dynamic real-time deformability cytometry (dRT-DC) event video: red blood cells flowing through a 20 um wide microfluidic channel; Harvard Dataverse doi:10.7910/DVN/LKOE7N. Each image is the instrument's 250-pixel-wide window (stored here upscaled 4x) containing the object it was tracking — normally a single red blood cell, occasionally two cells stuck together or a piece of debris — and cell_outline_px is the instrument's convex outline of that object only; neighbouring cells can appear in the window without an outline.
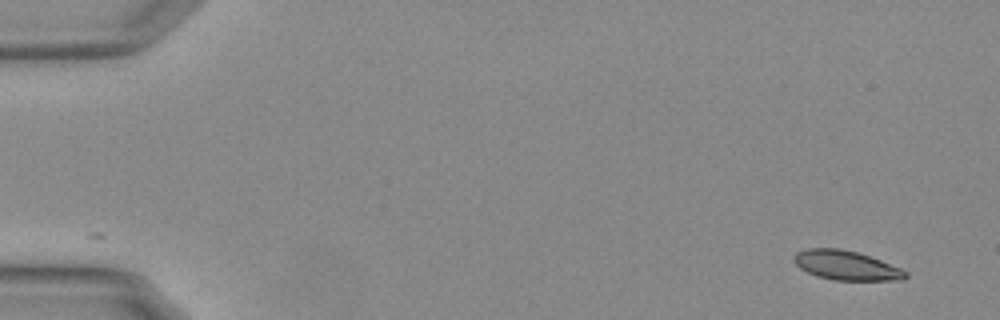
{"species": "Egyptian fruit bat (a non-hibernating species)", "species_latin": "Rousettus aegyptiacus", "temperature_condition": "warm", "stored_images_in_passage": 22, "camera_frame_rate_fps": 3000, "um_per_image_px": 0.085, "animal": {"sex": "female"}, "frame": {"image": 1, "passage_image": 1, "time_ms": 0.0, "image_size_px": [1000, 320], "cell_outline_px": [[908, 276], [904, 280], [832, 280], [816, 276], [800, 268], [792, 260], [792, 256], [796, 252], [808, 248], [840, 248], [856, 252], [880, 260], [900, 268], [908, 272]], "centroid_in_image_um": [71.9, 22.56], "position_along_channel_um": 13.1, "area_um2": 19.13}}
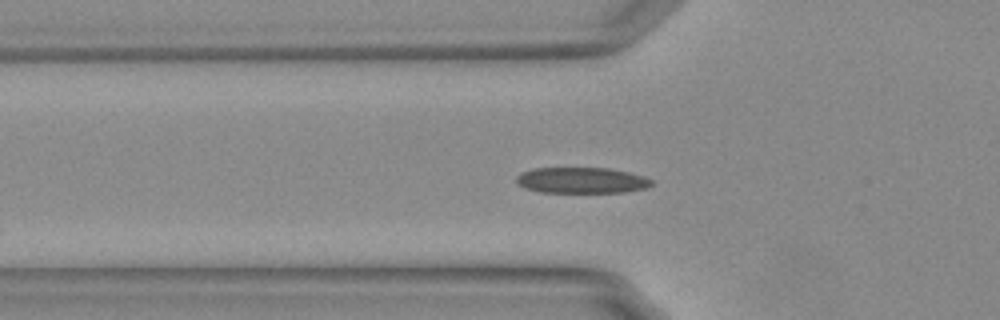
{"frame": {"image": 2, "passage_image": 17, "time_ms": 5.333, "image_size_px": [1000, 320], "cell_outline_px": [[652, 184], [648, 188], [624, 192], [540, 192], [524, 188], [516, 184], [516, 176], [532, 168], [608, 168], [628, 172], [644, 176], [652, 180]], "centroid_in_image_um": [49.43, 15.33], "position_along_channel_um": 76.4, "area_um2": 20.46}}